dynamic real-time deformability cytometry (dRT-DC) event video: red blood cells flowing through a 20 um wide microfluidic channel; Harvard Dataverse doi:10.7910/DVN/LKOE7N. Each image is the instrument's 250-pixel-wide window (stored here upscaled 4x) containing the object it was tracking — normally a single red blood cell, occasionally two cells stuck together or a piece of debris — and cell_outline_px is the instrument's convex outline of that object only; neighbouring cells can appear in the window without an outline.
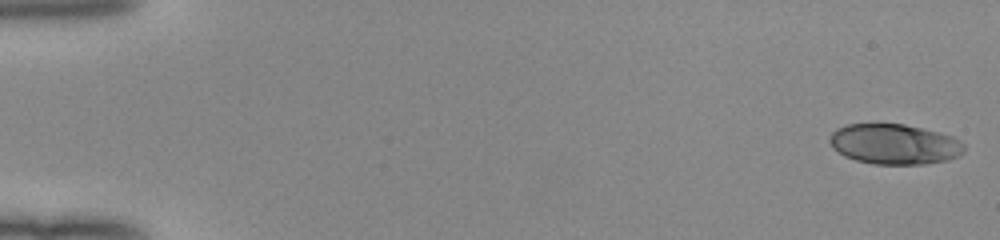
{"species": "human", "species_latin": "Homo sapiens", "temperature_condition": "room temperature", "stored_images_in_passage": 51, "camera_frame_rate_fps": 3000, "um_per_image_px": 0.085, "donor": {"sex": "female"}, "frame": {"image": 1, "passage_image": 1, "time_ms": 0.0, "image_size_px": [1000, 240], "cell_outline_px": [[964, 152], [960, 156], [948, 160], [924, 164], [872, 164], [856, 160], [844, 156], [832, 148], [828, 140], [832, 132], [836, 128], [848, 124], [904, 124], [940, 132], [952, 136], [964, 144]], "centroid_in_image_um": [76.02, 12.26], "position_along_channel_um": 9.0, "area_um2": 31.79}}
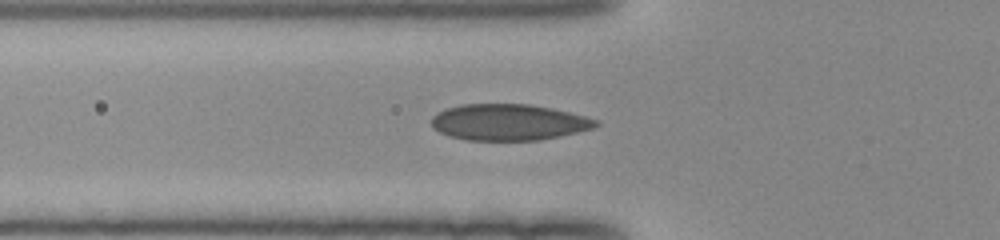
{"frame": {"image": 2, "passage_image": 19, "time_ms": 6.0, "image_size_px": [1000, 240], "cell_outline_px": [[600, 124], [596, 128], [560, 136], [540, 140], [464, 140], [448, 136], [432, 128], [432, 116], [448, 108], [460, 104], [528, 104], [552, 108], [600, 120]], "centroid_in_image_um": [43.26, 10.39], "position_along_channel_um": 82.5, "area_um2": 34.85}}
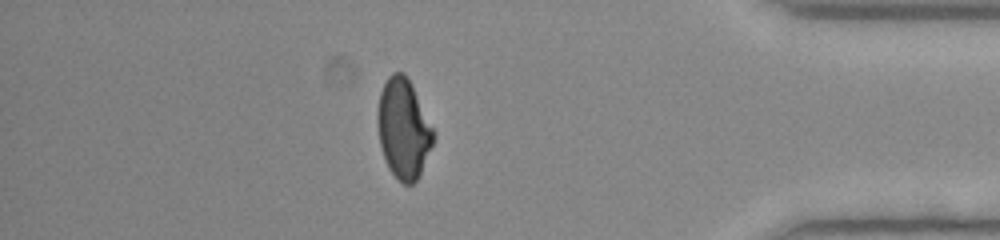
{"frame": {"image": 3, "passage_image": 45, "time_ms": 14.667, "image_size_px": [1000, 240], "cell_outline_px": [[432, 144], [420, 172], [416, 180], [412, 184], [404, 184], [388, 168], [380, 144], [376, 120], [376, 112], [380, 92], [388, 76], [392, 72], [404, 72], [412, 84], [432, 128]], "centroid_in_image_um": [34.24, 10.89], "position_along_channel_um": 401.0, "area_um2": 31.85}, "authors_computed_cell_mechanics": {"area_um2": 33.1772, "velocity_mm_per_s": 4.031, "shape_relaxation_time_tau1_ms": 5.4514, "shape_relaxation_time_tau2_ms": 0.8738, "deformation_change_tau1": 0.1839, "deformation_change_tau2": 0.0508}}